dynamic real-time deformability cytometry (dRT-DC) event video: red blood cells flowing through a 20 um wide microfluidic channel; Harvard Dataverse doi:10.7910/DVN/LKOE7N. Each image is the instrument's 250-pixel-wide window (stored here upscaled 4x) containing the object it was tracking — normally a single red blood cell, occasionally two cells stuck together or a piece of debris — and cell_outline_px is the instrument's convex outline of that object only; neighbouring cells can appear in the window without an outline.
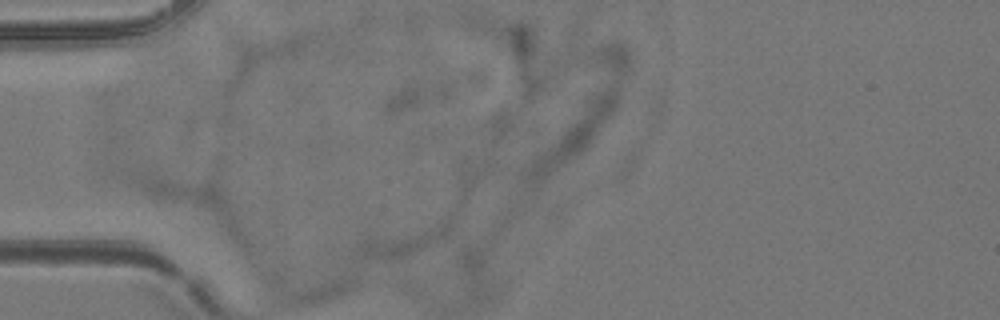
{"species": "common noctule bat (a hibernating species)", "species_latin": "Nyctalus noctula", "temperature_condition": "room temperature", "stored_images_in_passage": 3, "camera_frame_rate_fps": 3000, "um_per_image_px": 0.085, "animal": {"sex": "female", "body_mass_g": 24.6, "forearm_length_mm": 56.2}, "frame": {"image": 1, "passage_image": 2, "time_ms": 0.333, "image_size_px": [1000, 320], "cell_outline_px": [[452, 216], [448, 232], [444, 236], [396, 260], [384, 260], [352, 256], [356, 248], [368, 236]], "centroid_in_image_um": [34.19, 20.43], "position_along_channel_um": 50.8, "area_um2": 16.01}}